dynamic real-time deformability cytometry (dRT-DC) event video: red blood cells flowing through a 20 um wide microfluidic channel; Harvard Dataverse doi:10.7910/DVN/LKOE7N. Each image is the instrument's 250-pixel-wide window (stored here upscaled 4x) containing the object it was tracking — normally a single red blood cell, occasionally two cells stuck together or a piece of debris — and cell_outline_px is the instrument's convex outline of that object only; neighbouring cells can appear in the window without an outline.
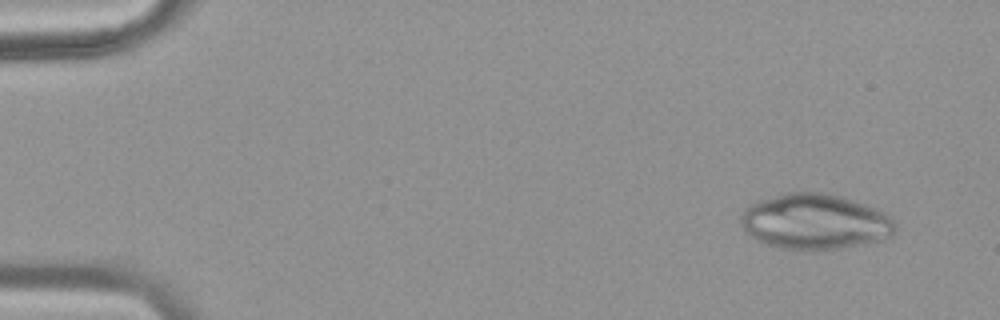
{"species": "common noctule bat (a hibernating species)", "species_latin": "Nyctalus noctula", "temperature_condition": "warm", "stored_images_in_passage": 46, "camera_frame_rate_fps": 3000, "um_per_image_px": 0.085, "animal": {"sex": "female", "body_mass_g": 18.4}, "frame": {"image": 1, "passage_image": 1, "time_ms": 0.0, "image_size_px": [1000, 320], "cell_outline_px": [[896, 232], [892, 236], [884, 240], [840, 248], [780, 248], [764, 244], [752, 236], [744, 228], [740, 220], [740, 216], [744, 208], [760, 200], [784, 192], [820, 192], [840, 196], [876, 208], [888, 216], [896, 224]], "centroid_in_image_um": [69.28, 18.82], "position_along_channel_um": 15.7, "area_um2": 49.42}}